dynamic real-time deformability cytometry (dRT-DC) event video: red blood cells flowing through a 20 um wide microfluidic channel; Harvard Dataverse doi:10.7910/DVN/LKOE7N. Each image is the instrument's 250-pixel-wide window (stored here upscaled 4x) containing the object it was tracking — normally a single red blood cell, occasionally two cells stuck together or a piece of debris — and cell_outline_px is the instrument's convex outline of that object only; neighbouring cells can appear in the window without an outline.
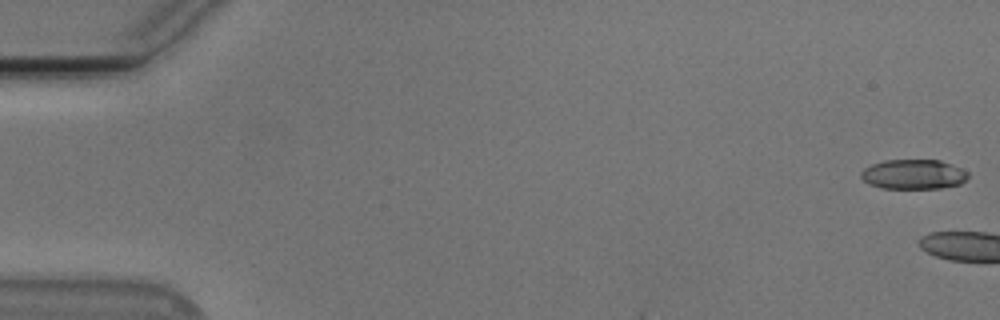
{"species": "Egyptian fruit bat (a non-hibernating species)", "species_latin": "Rousettus aegyptiacus", "temperature_condition": "cold", "stored_images_in_passage": 6, "camera_frame_rate_fps": 3000, "um_per_image_px": 0.085, "animal": {"sex": "male"}, "frame": {"image": 1, "passage_image": 1, "time_ms": 0.0, "image_size_px": [1000, 320], "cell_outline_px": [[968, 176], [960, 184], [940, 188], [880, 188], [868, 184], [860, 176], [860, 172], [864, 168], [872, 164], [884, 160], [940, 160], [960, 168], [968, 172]], "centroid_in_image_um": [77.61, 14.82], "position_along_channel_um": 7.4, "area_um2": 18.5}}